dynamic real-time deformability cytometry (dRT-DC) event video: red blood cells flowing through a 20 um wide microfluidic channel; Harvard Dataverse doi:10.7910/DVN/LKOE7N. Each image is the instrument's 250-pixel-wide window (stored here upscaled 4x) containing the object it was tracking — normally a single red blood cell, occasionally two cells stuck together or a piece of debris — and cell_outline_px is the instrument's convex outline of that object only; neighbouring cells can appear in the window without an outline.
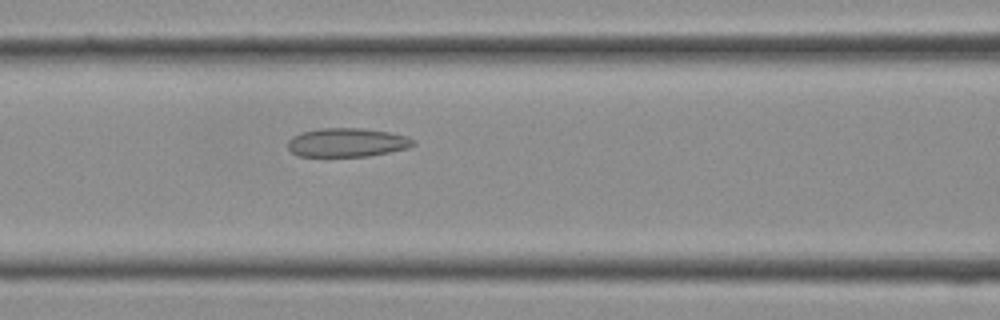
{"species": "Egyptian fruit bat (a non-hibernating species)", "species_latin": "Rousettus aegyptiacus", "temperature_condition": "cold", "stored_images_in_passage": 14, "camera_frame_rate_fps": 3000, "um_per_image_px": 0.085, "frame": {"image": 1, "passage_image": 12, "time_ms": 3.667, "image_size_px": [1000, 320], "cell_outline_px": [[416, 144], [408, 148], [368, 156], [300, 156], [292, 152], [288, 148], [288, 140], [292, 136], [304, 132], [320, 128], [364, 128], [388, 132], [408, 136], [416, 140]], "centroid_in_image_um": [29.53, 12.1], "position_along_channel_um": 137.1, "area_um2": 21.04}}
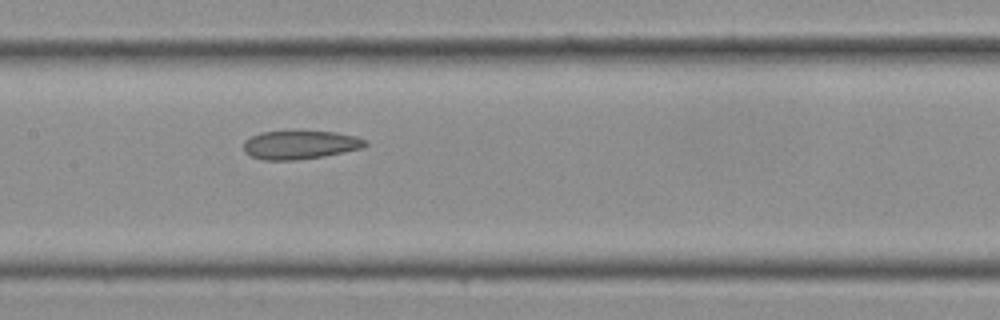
{"frame": {"image": 2, "passage_image": 14, "time_ms": 4.333, "image_size_px": [1000, 320], "cell_outline_px": [[368, 144], [364, 148], [324, 156], [296, 160], [264, 160], [252, 156], [244, 152], [244, 140], [260, 132], [332, 132], [356, 136], [368, 140]], "centroid_in_image_um": [25.54, 12.32], "position_along_channel_um": 181.9, "area_um2": 20.11}}